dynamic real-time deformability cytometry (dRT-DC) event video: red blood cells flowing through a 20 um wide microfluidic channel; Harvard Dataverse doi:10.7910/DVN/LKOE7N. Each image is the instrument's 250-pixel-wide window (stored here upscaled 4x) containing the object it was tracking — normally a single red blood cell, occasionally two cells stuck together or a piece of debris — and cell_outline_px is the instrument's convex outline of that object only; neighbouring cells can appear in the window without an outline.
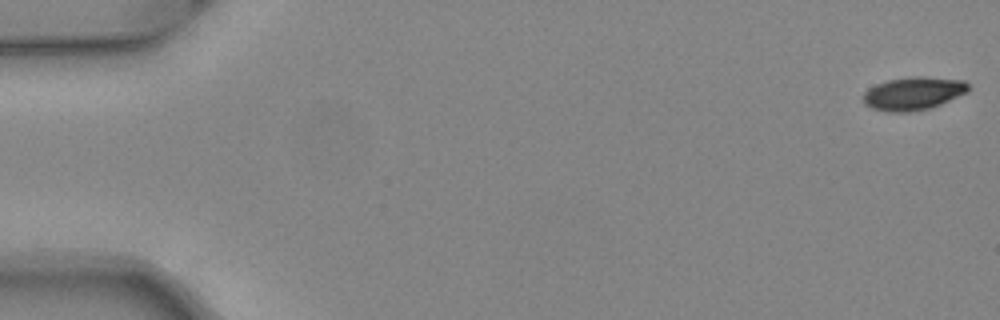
{"species": "common noctule bat (a hibernating species)", "species_latin": "Nyctalus noctula", "temperature_condition": "warm", "stored_images_in_passage": 51, "camera_frame_rate_fps": 3000, "um_per_image_px": 0.085, "animal": {"sex": "female", "body_mass_g": 24.6, "forearm_length_mm": 56.2}, "frame": {"image": 1, "passage_image": 1, "time_ms": 0.0, "image_size_px": [1000, 320], "cell_outline_px": [[972, 88], [968, 92], [940, 104], [928, 108], [908, 112], [888, 112], [872, 108], [864, 104], [864, 92], [868, 88], [876, 84], [888, 80], [912, 76], [920, 76], [964, 80]], "centroid_in_image_um": [77.64, 7.93], "position_along_channel_um": 7.4, "area_um2": 20.29}}
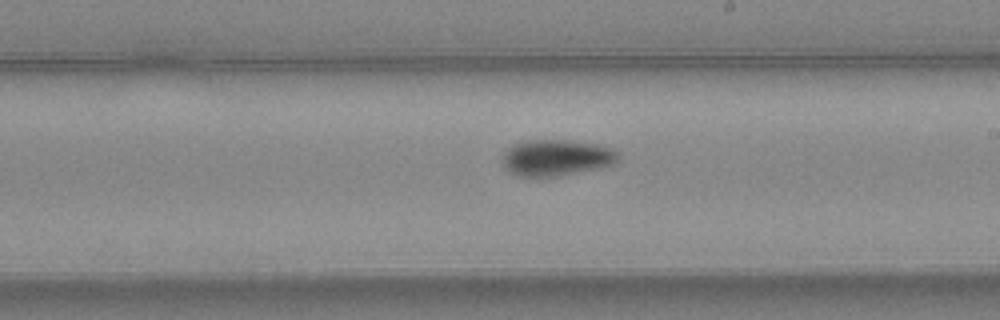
{"frame": {"image": 2, "passage_image": 30, "time_ms": 9.667, "image_size_px": [1000, 320], "cell_outline_px": [[620, 156], [612, 164], [600, 168], [556, 176], [516, 176], [500, 160], [504, 152], [508, 148], [524, 140], [568, 140], [596, 144], [612, 148]], "centroid_in_image_um": [47.28, 13.39], "position_along_channel_um": 241.7, "area_um2": 24.22}}
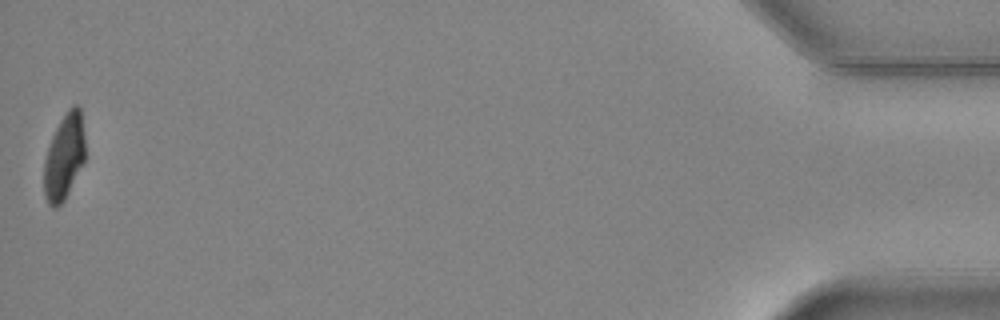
{"frame": {"image": 3, "passage_image": 51, "time_ms": 16.667, "image_size_px": [1000, 320], "cell_outline_px": [[84, 160], [64, 200], [56, 208], [52, 208], [48, 204], [44, 196], [44, 160], [52, 136], [60, 120], [68, 108], [72, 104], [76, 104], [80, 108], [84, 136]], "centroid_in_image_um": [5.43, 13.32], "position_along_channel_um": 429.8, "area_um2": 20.35}, "authors_computed_cell_mechanics": {"area_um2": 22.1374, "velocity_mm_per_s": 4.0809, "shape_relaxation_time_tau1_ms": 3.4371, "shape_relaxation_time_tau2_ms": 3.1817, "deformation_change_tau1": 0.1561, "deformation_change_tau2": 0.0678}}